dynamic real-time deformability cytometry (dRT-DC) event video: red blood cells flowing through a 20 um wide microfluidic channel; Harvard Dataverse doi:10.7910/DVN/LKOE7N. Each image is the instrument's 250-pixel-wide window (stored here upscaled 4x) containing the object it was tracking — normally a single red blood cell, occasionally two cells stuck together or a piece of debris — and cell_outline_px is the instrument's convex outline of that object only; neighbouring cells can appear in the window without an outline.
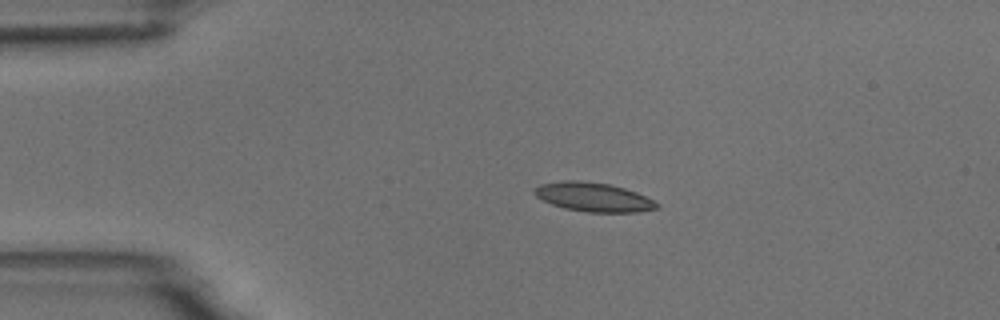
{"species": "common noctule bat (a hibernating species)", "species_latin": "Nyctalus noctula", "temperature_condition": "room temperature", "stored_images_in_passage": 2, "camera_frame_rate_fps": 3000, "um_per_image_px": 0.085, "animal": {"sex": "male", "body_mass_g": 18.8}, "frame": {"image": 1, "passage_image": 1, "time_ms": 0.0, "image_size_px": [1000, 320], "cell_outline_px": [[660, 208], [636, 212], [588, 212], [564, 208], [552, 204], [536, 196], [532, 192], [540, 184], [564, 180], [580, 180], [608, 184], [624, 188], [636, 192], [660, 204]], "centroid_in_image_um": [50.44, 16.75], "position_along_channel_um": 34.6, "area_um2": 20.58}}